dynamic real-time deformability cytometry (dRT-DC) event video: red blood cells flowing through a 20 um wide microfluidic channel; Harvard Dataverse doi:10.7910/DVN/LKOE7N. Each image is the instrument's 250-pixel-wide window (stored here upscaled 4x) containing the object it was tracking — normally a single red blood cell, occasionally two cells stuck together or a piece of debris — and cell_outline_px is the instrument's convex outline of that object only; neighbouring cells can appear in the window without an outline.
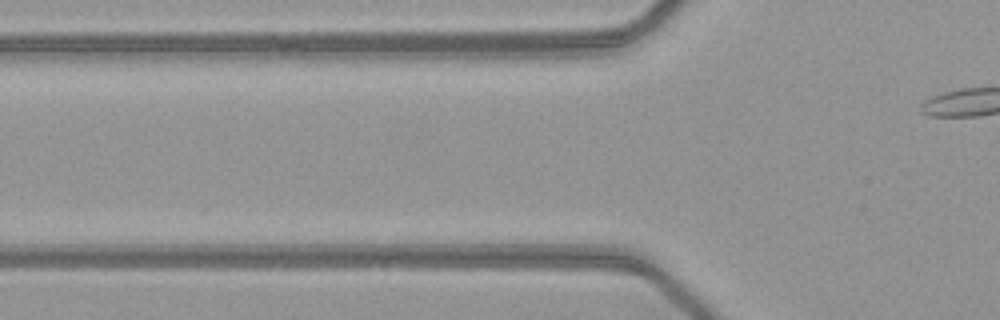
{"species": "common noctule bat (a hibernating species)", "species_latin": "Nyctalus noctula", "temperature_condition": "warm", "stored_images_in_passage": 4, "camera_frame_rate_fps": 3000, "um_per_image_px": 0.085, "animal": {"sex": "female", "body_mass_g": 21.9}, "frame": {"image": 1, "passage_image": 3, "time_ms": 0.667, "image_size_px": [1000, 320], "cell_outline_px": [[588, 272], [572, 272], [432, 268], [424, 264], [432, 256], [564, 256], [584, 264]], "centroid_in_image_um": [43.19, 22.38], "position_along_channel_um": 82.6, "area_um2": 15.43}}